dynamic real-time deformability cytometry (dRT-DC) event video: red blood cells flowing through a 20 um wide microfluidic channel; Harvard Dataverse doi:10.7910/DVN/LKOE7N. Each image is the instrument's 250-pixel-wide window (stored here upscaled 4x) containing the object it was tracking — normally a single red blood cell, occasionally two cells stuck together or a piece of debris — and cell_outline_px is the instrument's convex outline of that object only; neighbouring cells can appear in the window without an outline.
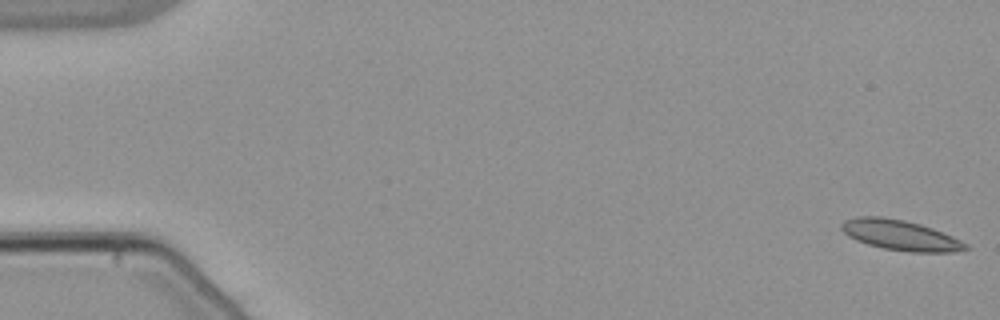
{"species": "common noctule bat (a hibernating species)", "species_latin": "Nyctalus noctula", "temperature_condition": "warm", "stored_images_in_passage": 54, "camera_frame_rate_fps": 3000, "um_per_image_px": 0.085, "animal": {"sex": "male", "body_mass_g": 21.5, "forearm_length_mm": 52.0}, "frame": {"image": 1, "passage_image": 1, "time_ms": 0.0, "image_size_px": [1000, 320], "cell_outline_px": [[972, 248], [952, 252], [908, 252], [884, 248], [868, 244], [856, 240], [848, 236], [840, 228], [840, 224], [844, 220], [856, 216], [880, 216], [904, 220], [920, 224], [932, 228], [952, 236], [968, 244]], "centroid_in_image_um": [76.52, 19.98], "position_along_channel_um": 8.5, "area_um2": 21.96}}
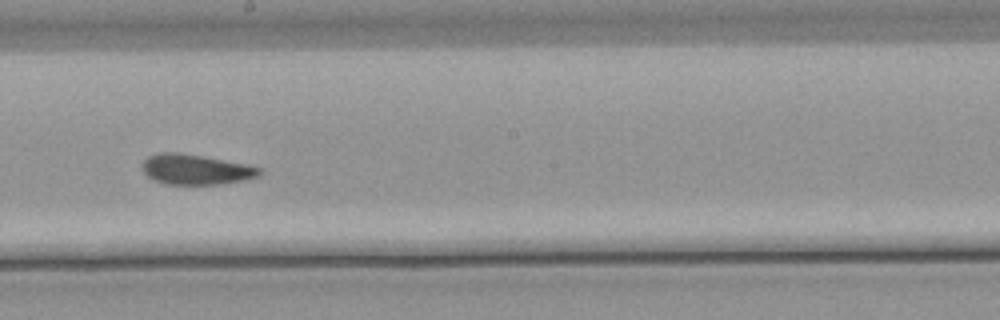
{"frame": {"image": 2, "passage_image": 31, "time_ms": 10.0, "image_size_px": [1000, 320], "cell_outline_px": [[264, 172], [260, 176], [244, 180], [220, 184], [164, 184], [148, 176], [144, 172], [144, 160], [148, 156], [160, 152], [176, 152], [248, 164], [260, 168]], "centroid_in_image_um": [16.69, 14.41], "position_along_channel_um": 231.5, "area_um2": 20.46}}
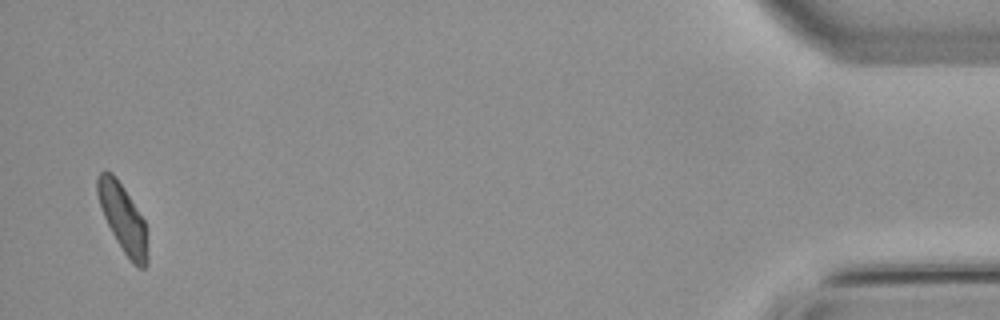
{"frame": {"image": 3, "passage_image": 53, "time_ms": 17.333, "image_size_px": [1000, 320], "cell_outline_px": [[148, 264], [144, 268], [140, 268], [132, 264], [116, 240], [104, 216], [96, 192], [96, 176], [104, 168], [112, 172], [124, 188], [144, 220], [148, 232]], "centroid_in_image_um": [10.46, 18.56], "position_along_channel_um": 424.7, "area_um2": 20.11}, "authors_computed_cell_mechanics": {"area_um2": 20.7502, "velocity_mm_per_s": 3.8071, "shape_relaxation_time_tau1_ms": 9.695, "shape_relaxation_time_tau2_ms": 2.89, "deformation_change_tau1": 0.1924, "deformation_change_tau2": 0.0616}}